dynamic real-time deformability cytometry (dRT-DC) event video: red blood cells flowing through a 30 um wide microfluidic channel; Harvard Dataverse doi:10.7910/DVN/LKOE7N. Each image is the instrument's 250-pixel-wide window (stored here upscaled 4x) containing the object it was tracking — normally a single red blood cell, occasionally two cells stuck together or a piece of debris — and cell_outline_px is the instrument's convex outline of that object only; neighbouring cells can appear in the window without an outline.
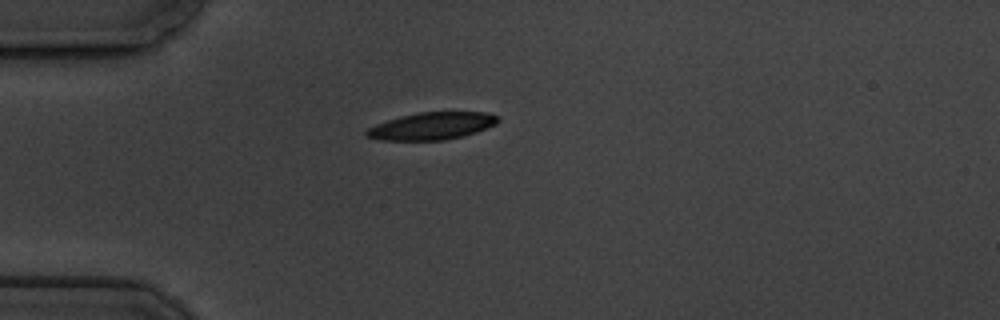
{"species": "common noctule bat (a hibernating species)", "species_latin": "Nyctalus noctula", "temperature_condition": "cold", "stored_images_in_passage": 2, "camera_frame_rate_fps": 3000, "um_per_image_px": 0.085, "animal": {"sex": "male", "body_mass_g": 19.5, "forearm_length_mm": 54.6}, "frame": {"image": 1, "passage_image": 1, "time_ms": 0.0, "image_size_px": [1000, 320], "cell_outline_px": [[500, 120], [496, 124], [476, 132], [444, 140], [380, 140], [368, 136], [364, 132], [368, 128], [376, 124], [400, 116], [420, 112], [488, 112], [496, 116]], "centroid_in_image_um": [36.71, 10.7], "position_along_channel_um": 48.3, "area_um2": 20.69}}